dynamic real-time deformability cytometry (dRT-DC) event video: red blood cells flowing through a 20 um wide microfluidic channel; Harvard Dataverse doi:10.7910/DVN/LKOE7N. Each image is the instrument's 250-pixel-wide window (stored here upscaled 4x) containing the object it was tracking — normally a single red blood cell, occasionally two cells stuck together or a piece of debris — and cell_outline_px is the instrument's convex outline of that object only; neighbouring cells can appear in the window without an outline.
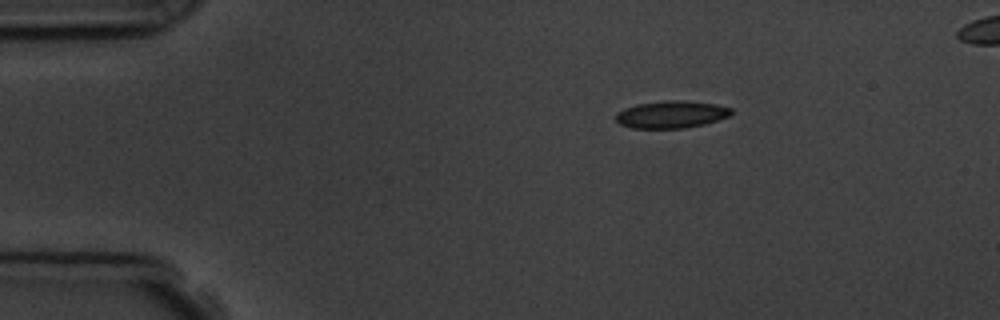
{"species": "common noctule bat (a hibernating species)", "species_latin": "Nyctalus noctula", "temperature_condition": "room temperature", "stored_images_in_passage": 4, "camera_frame_rate_fps": 3000, "um_per_image_px": 0.085, "animal": {"sex": "male", "body_mass_g": 19.5, "forearm_length_mm": 54.6}, "frame": {"image": 1, "passage_image": 1, "time_ms": 0.0, "image_size_px": [1000, 320], "cell_outline_px": [[732, 112], [728, 116], [704, 124], [684, 128], [632, 128], [620, 124], [616, 120], [616, 112], [624, 108], [636, 104], [664, 100], [680, 100], [716, 104], [732, 108]], "centroid_in_image_um": [57.03, 9.72], "position_along_channel_um": 28.0, "area_um2": 18.32}}